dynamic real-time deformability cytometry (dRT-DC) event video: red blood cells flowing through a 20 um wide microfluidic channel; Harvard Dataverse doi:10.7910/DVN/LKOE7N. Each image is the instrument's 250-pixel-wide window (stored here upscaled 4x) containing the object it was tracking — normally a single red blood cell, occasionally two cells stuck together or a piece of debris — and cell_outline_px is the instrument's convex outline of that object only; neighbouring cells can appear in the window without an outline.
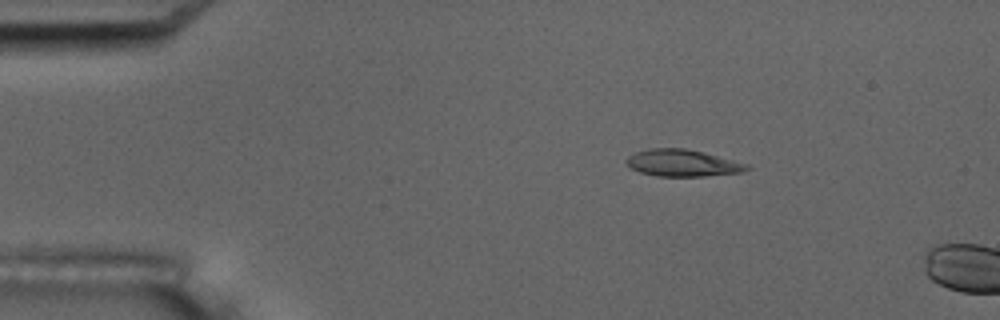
{"species": "common noctule bat (a hibernating species)", "species_latin": "Nyctalus noctula", "temperature_condition": "room temperature", "stored_images_in_passage": 4, "camera_frame_rate_fps": 3000, "um_per_image_px": 0.085, "animal": {"sex": "male", "body_mass_g": 17.5, "forearm_length_mm": 52.3}, "frame": {"image": 1, "passage_image": 3, "time_ms": 2.333, "image_size_px": [1000, 320], "cell_outline_px": [[752, 168], [740, 172], [704, 176], [656, 176], [640, 172], [628, 168], [624, 160], [628, 156], [636, 152], [648, 148], [684, 148], [748, 164]], "centroid_in_image_um": [57.93, 13.86], "position_along_channel_um": 27.1, "area_um2": 18.73}}